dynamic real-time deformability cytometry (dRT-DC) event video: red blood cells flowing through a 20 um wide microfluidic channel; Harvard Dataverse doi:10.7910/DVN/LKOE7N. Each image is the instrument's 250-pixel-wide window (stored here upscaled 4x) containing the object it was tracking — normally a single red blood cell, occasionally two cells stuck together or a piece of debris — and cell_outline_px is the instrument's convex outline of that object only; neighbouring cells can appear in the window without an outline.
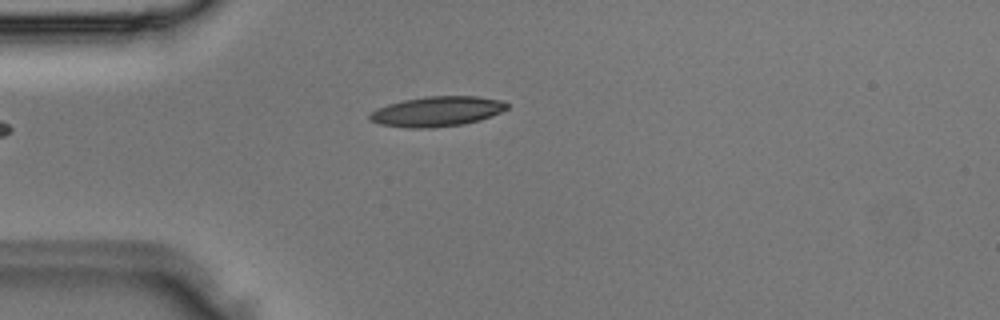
{"species": "Egyptian fruit bat (a non-hibernating species)", "species_latin": "Rousettus aegyptiacus", "temperature_condition": "room temperature", "stored_images_in_passage": 2, "camera_frame_rate_fps": 3000, "um_per_image_px": 0.085, "animal": {"sex": "male"}, "frame": {"image": 1, "passage_image": 2, "time_ms": 0.333, "image_size_px": [1000, 320], "cell_outline_px": [[508, 108], [492, 116], [480, 120], [464, 124], [432, 128], [408, 128], [380, 124], [368, 120], [368, 116], [376, 108], [388, 104], [404, 100], [424, 96], [476, 96], [500, 100], [508, 104]], "centroid_in_image_um": [37.13, 9.47], "position_along_channel_um": 47.9, "area_um2": 24.1}}